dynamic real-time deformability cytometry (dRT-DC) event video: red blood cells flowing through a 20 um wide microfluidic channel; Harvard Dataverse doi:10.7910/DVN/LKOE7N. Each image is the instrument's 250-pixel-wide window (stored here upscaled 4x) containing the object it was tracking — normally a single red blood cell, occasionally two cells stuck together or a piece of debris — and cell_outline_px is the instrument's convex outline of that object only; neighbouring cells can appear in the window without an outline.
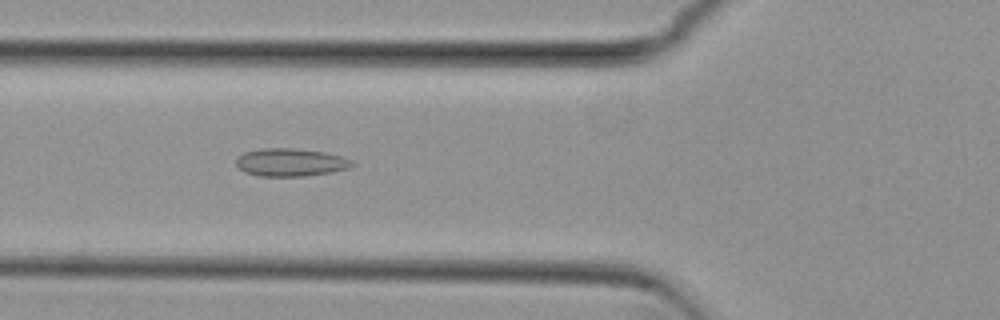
{"species": "common noctule bat (a hibernating species)", "species_latin": "Nyctalus noctula", "temperature_condition": "cold", "stored_images_in_passage": 51, "segment_of_instrument_passage": [1, 2], "camera_frame_rate_fps": 3000, "um_per_image_px": 0.085, "animal": {"sex": "female", "body_mass_g": 29.2, "forearm_length_mm": 56.3}, "frame": {"image": 1, "passage_image": 20, "time_ms": 6.333, "image_size_px": [1000, 320], "cell_outline_px": [[356, 164], [348, 168], [332, 172], [304, 176], [260, 176], [244, 172], [236, 164], [236, 156], [244, 152], [260, 148], [296, 148], [324, 152], [340, 156], [352, 160]], "centroid_in_image_um": [24.68, 13.79], "position_along_channel_um": 101.1, "area_um2": 18.96}}
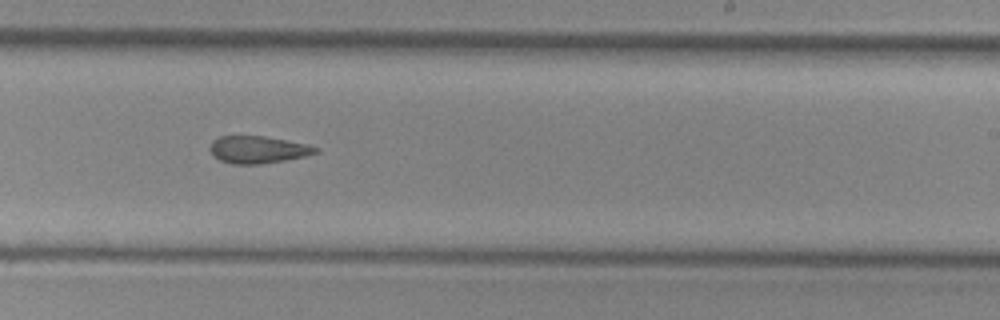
{"frame": {"image": 2, "passage_image": 33, "time_ms": 10.667, "image_size_px": [1000, 320], "cell_outline_px": [[320, 152], [304, 156], [284, 160], [260, 164], [232, 164], [220, 160], [212, 156], [208, 148], [212, 140], [220, 136], [264, 136], [308, 144], [320, 148]], "centroid_in_image_um": [21.9, 12.71], "position_along_channel_um": 267.1, "area_um2": 16.94}}
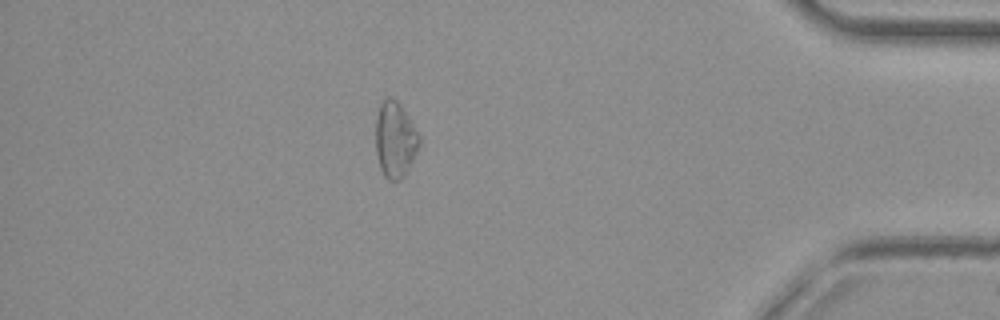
{"frame": {"image": 3, "passage_image": 47, "time_ms": 15.333, "image_size_px": [1000, 320], "cell_outline_px": [[420, 144], [412, 160], [400, 180], [388, 180], [384, 176], [380, 168], [376, 156], [376, 116], [380, 104], [388, 96], [392, 96], [400, 104], [408, 116], [420, 136]], "centroid_in_image_um": [33.56, 11.84], "position_along_channel_um": 401.6, "area_um2": 19.13}}